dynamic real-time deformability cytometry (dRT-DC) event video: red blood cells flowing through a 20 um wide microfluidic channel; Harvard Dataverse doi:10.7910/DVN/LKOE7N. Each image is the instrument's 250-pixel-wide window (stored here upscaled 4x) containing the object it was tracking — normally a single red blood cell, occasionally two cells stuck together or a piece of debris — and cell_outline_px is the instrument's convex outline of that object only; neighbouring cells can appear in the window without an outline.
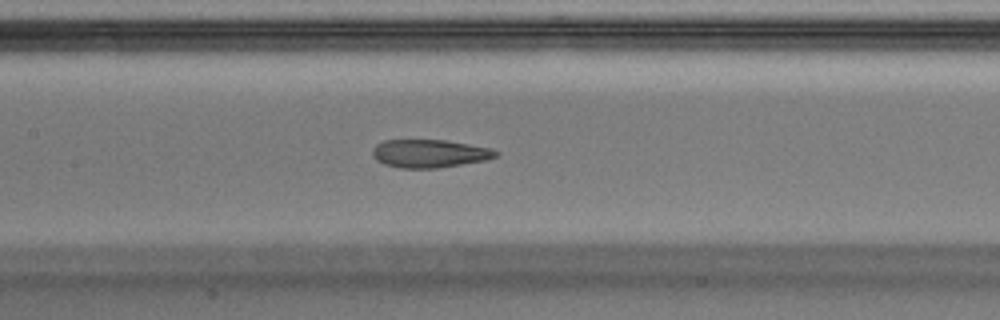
{"species": "Egyptian fruit bat (a non-hibernating species)", "species_latin": "Rousettus aegyptiacus", "temperature_condition": "warm", "stored_images_in_passage": 48, "camera_frame_rate_fps": 3000, "um_per_image_px": 0.085, "animal": {"sex": "male"}, "frame": {"image": 1, "passage_image": 21, "time_ms": 6.667, "image_size_px": [1000, 320], "cell_outline_px": [[500, 156], [484, 160], [440, 168], [400, 168], [384, 164], [376, 160], [372, 156], [372, 148], [376, 144], [384, 140], [444, 140], [492, 148], [500, 152]], "centroid_in_image_um": [36.51, 13.05], "position_along_channel_um": 170.9, "area_um2": 20.35}}
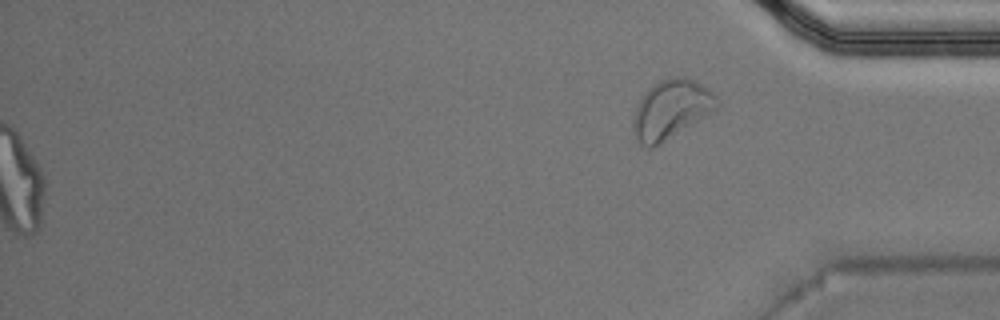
{"frame": {"image": 2, "passage_image": 48, "time_ms": 15.667, "image_size_px": [1000, 320], "cell_outline_px": [[720, 104], [716, 108], [652, 148], [648, 148], [640, 144], [632, 132], [632, 116], [644, 92], [652, 84], [668, 76], [684, 76], [696, 80], [708, 88], [716, 96]], "centroid_in_image_um": [56.99, 9.25], "position_along_channel_um": 378.2, "area_um2": 28.55}, "authors_computed_cell_mechanics": {"area_um2": 21.5594, "velocity_mm_per_s": 4.071, "shape_relaxation_time_tau1_ms": null, "shape_relaxation_time_tau2_ms": 1.9108, "deformation_change_tau1": null, "deformation_change_tau2": 0.1007}}